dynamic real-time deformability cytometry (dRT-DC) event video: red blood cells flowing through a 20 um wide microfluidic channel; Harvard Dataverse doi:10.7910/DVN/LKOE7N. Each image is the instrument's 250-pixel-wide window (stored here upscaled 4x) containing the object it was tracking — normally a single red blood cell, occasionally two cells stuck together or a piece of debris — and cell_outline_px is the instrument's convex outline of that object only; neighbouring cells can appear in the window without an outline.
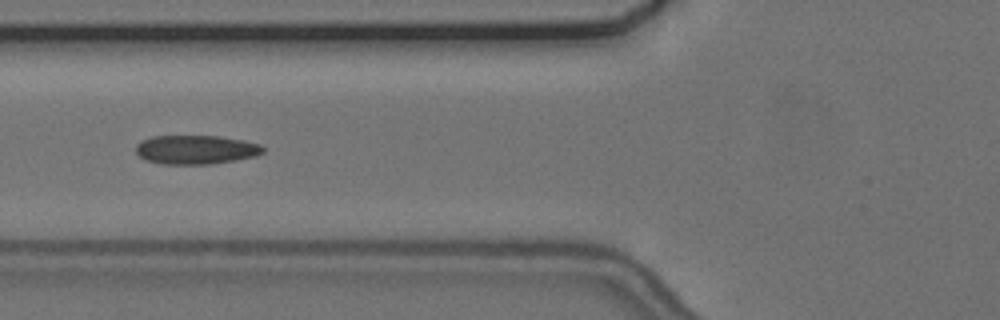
{"species": "common noctule bat (a hibernating species)", "species_latin": "Nyctalus noctula", "temperature_condition": "cold", "stored_images_in_passage": 11, "camera_frame_rate_fps": 3000, "um_per_image_px": 0.085, "animal": {"sex": "female", "body_mass_g": 24.6, "forearm_length_mm": 56.2}, "frame": {"image": 1, "passage_image": 5, "time_ms": 1.333, "image_size_px": [1000, 320], "cell_outline_px": [[264, 152], [256, 156], [236, 160], [208, 164], [164, 164], [144, 160], [136, 152], [136, 144], [140, 140], [152, 136], [220, 136], [244, 140], [260, 144], [264, 148]], "centroid_in_image_um": [16.64, 12.71], "position_along_channel_um": 109.2, "area_um2": 21.62}}
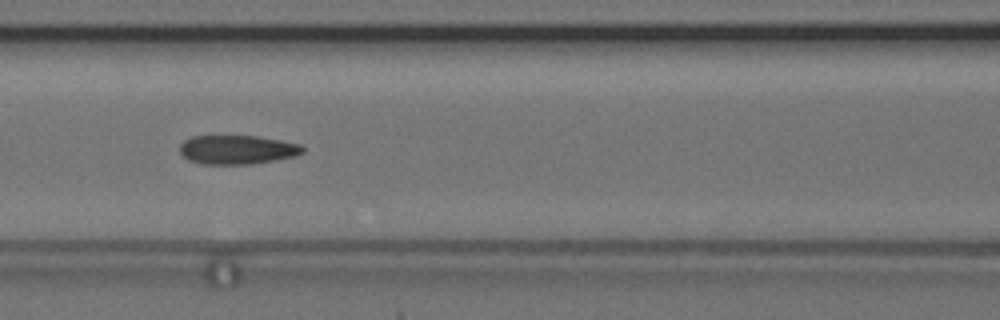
{"frame": {"image": 2, "passage_image": 8, "time_ms": 2.333, "image_size_px": [1000, 320], "cell_outline_px": [[304, 152], [296, 156], [252, 164], [204, 164], [188, 160], [180, 152], [180, 144], [184, 140], [192, 136], [256, 136], [280, 140], [300, 144], [304, 148]], "centroid_in_image_um": [20.17, 12.72], "position_along_channel_um": 146.4, "area_um2": 20.75}}